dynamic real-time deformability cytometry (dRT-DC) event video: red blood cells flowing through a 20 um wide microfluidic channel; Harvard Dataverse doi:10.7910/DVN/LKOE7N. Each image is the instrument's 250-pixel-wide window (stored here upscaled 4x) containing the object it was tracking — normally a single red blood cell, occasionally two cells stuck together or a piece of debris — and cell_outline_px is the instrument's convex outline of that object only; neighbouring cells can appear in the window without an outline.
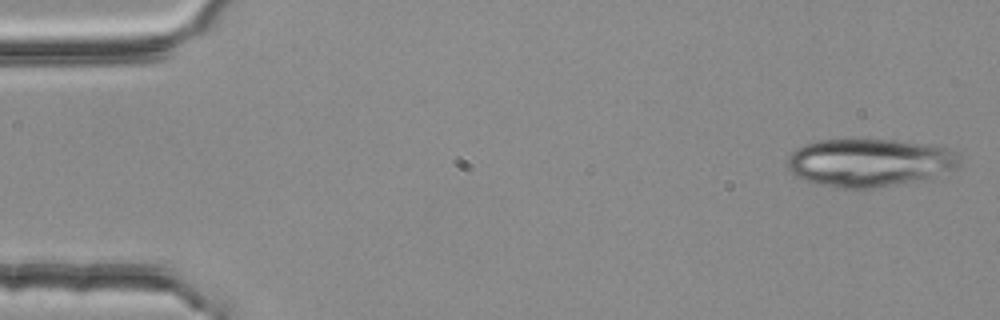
{"species": "common noctule bat (a hibernating species)", "species_latin": "Nyctalus noctula", "temperature_condition": "room temperature", "stored_images_in_passage": 3, "camera_frame_rate_fps": 3000, "um_per_image_px": 0.085, "animal": {"sex": "female", "body_mass_g": 25.1}, "frame": {"image": 1, "passage_image": 1, "time_ms": 0.0, "image_size_px": [1000, 320], "cell_outline_px": [[960, 168], [936, 180], [876, 188], [836, 188], [816, 184], [796, 176], [788, 168], [788, 156], [796, 148], [804, 144], [820, 140], [892, 140], [948, 148], [956, 152], [960, 156]], "centroid_in_image_um": [74.02, 13.86], "position_along_channel_um": 11.0, "area_um2": 49.25}}